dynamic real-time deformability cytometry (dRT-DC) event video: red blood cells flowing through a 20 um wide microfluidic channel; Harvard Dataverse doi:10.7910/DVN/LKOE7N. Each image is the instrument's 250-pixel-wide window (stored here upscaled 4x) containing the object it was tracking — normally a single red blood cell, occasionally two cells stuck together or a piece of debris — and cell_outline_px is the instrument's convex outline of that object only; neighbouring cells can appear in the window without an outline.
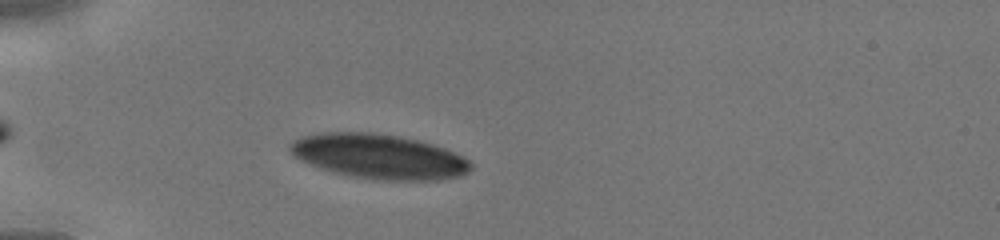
{"species": "human", "species_latin": "Homo sapiens", "temperature_condition": "cold", "stored_images_in_passage": 32, "camera_frame_rate_fps": 3000, "um_per_image_px": 0.085, "donor": {"sex": "male"}, "frame": {"image": 1, "passage_image": 4, "time_ms": 1.0, "image_size_px": [1000, 240], "cell_outline_px": [[472, 168], [468, 172], [460, 176], [436, 180], [372, 180], [332, 172], [320, 168], [300, 160], [288, 148], [288, 144], [292, 140], [304, 136], [320, 132], [372, 132], [396, 136], [416, 140], [432, 144], [444, 148], [468, 160], [472, 164]], "centroid_in_image_um": [32.17, 13.3], "position_along_channel_um": 52.8, "area_um2": 46.93}}
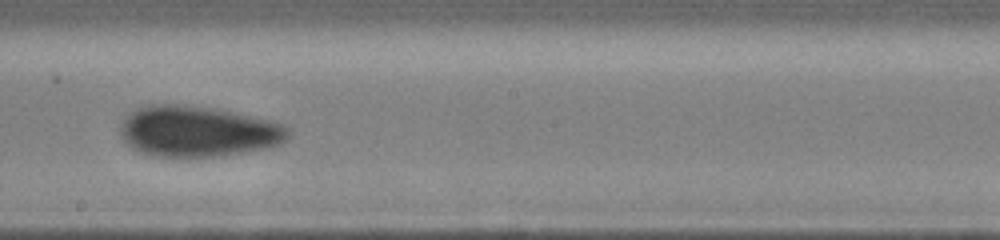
{"frame": {"image": 2, "passage_image": 17, "time_ms": 5.333, "image_size_px": [1000, 240], "cell_outline_px": [[288, 136], [280, 144], [264, 148], [224, 156], [148, 156], [132, 148], [120, 136], [120, 124], [136, 108], [152, 104], [184, 104], [216, 108], [272, 120], [284, 124], [288, 128]], "centroid_in_image_um": [16.81, 11.15], "position_along_channel_um": 231.4, "area_um2": 49.88}}
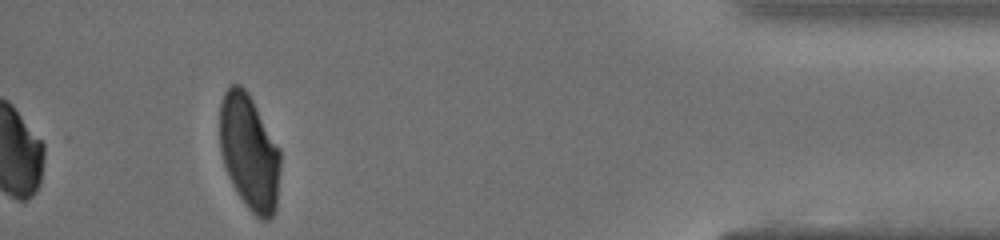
{"frame": {"image": 3, "passage_image": 32, "time_ms": 10.333, "image_size_px": [1000, 240], "cell_outline_px": [[280, 168], [276, 208], [272, 216], [268, 220], [260, 220], [244, 204], [232, 184], [224, 164], [220, 152], [220, 104], [224, 92], [232, 84], [240, 84], [248, 92], [280, 148]], "centroid_in_image_um": [21.19, 12.94], "position_along_channel_um": 414.0, "area_um2": 40.92}}